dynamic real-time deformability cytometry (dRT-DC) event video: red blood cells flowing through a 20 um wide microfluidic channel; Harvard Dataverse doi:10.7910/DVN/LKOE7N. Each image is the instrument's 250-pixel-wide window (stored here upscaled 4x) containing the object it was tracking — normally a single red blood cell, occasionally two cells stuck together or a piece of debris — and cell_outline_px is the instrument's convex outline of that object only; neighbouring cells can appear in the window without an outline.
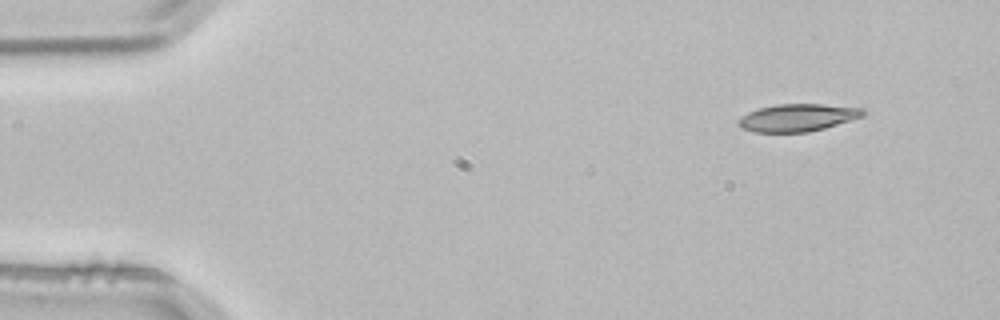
{"species": "common noctule bat (a hibernating species)", "species_latin": "Nyctalus noctula", "temperature_condition": "room temperature", "stored_images_in_passage": 4, "segment_of_instrument_passage": [2, 2], "camera_frame_rate_fps": 3000, "um_per_image_px": 0.085, "animal": {"sex": "male", "body_mass_g": 21.5, "forearm_length_mm": 52.0}, "frame": {"image": 1, "passage_image": 4, "time_ms": 1.0, "image_size_px": [1000, 320], "cell_outline_px": [[868, 112], [860, 116], [824, 128], [808, 132], [756, 132], [740, 128], [736, 120], [740, 116], [748, 112], [760, 108], [776, 104], [824, 104], [868, 108]], "centroid_in_image_um": [67.77, 9.99], "position_along_channel_um": 17.2, "area_um2": 20.0}}